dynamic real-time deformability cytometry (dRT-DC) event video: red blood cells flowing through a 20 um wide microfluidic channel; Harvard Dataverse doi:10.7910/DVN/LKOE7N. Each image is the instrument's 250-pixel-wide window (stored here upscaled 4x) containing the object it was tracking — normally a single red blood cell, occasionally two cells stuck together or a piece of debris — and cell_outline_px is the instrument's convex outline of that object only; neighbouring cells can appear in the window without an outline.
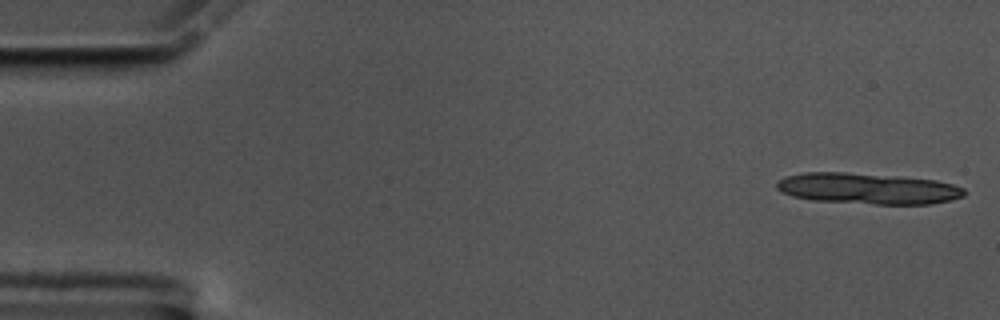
{"species": "common noctule bat (a hibernating species)", "species_latin": "Nyctalus noctula", "temperature_condition": "cold", "stored_images_in_passage": 12, "camera_frame_rate_fps": 3000, "um_per_image_px": 0.085, "animal": {"sex": "male", "body_mass_g": 17.5, "forearm_length_mm": 52.3}, "frame": {"image": 1, "passage_image": 1, "time_ms": 0.0, "image_size_px": [1000, 320], "cell_outline_px": [[968, 192], [964, 196], [952, 200], [932, 204], [876, 204], [812, 200], [792, 196], [776, 188], [776, 180], [788, 176], [804, 172], [844, 172], [896, 176], [936, 180], [952, 184], [964, 188]], "centroid_in_image_um": [73.79, 16.03], "position_along_channel_um": 11.2, "area_um2": 33.99}}